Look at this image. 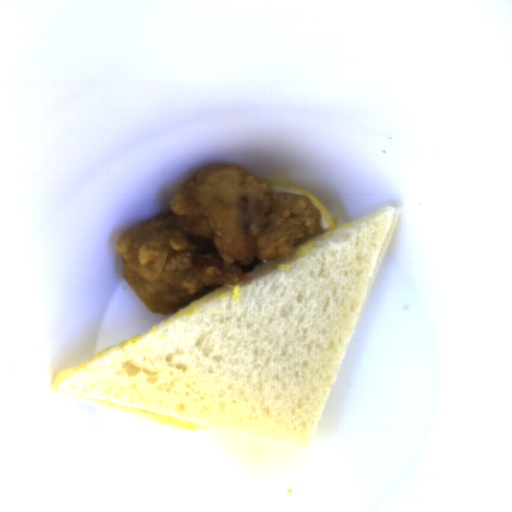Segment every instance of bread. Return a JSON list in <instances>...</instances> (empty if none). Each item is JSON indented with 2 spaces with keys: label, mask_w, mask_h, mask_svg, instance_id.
Wrapping results in <instances>:
<instances>
[{
  "label": "bread",
  "mask_w": 512,
  "mask_h": 512,
  "mask_svg": "<svg viewBox=\"0 0 512 512\" xmlns=\"http://www.w3.org/2000/svg\"><path fill=\"white\" fill-rule=\"evenodd\" d=\"M400 213L388 204L315 234L57 373L53 389L181 428L306 445Z\"/></svg>",
  "instance_id": "bread-1"
}]
</instances>
